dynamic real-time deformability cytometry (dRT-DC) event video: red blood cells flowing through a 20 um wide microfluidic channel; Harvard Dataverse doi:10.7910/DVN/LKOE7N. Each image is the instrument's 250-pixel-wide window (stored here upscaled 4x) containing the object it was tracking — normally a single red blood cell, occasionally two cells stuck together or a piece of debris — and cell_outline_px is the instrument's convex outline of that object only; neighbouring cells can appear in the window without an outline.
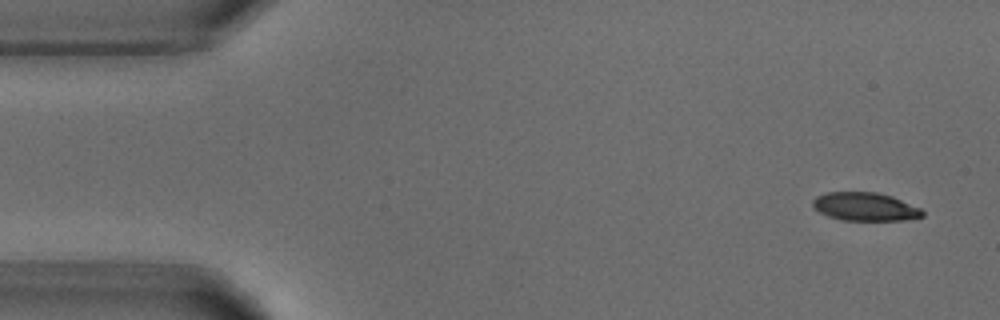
{"species": "common noctule bat (a hibernating species)", "species_latin": "Nyctalus noctula", "temperature_condition": "warm", "stored_images_in_passage": 5, "camera_frame_rate_fps": 3000, "um_per_image_px": 0.085, "animal": {"sex": "male", "body_mass_g": 18.8}, "frame": {"image": 1, "passage_image": 1, "time_ms": 0.0, "image_size_px": [1000, 320], "cell_outline_px": [[924, 216], [904, 220], [840, 220], [828, 216], [812, 208], [812, 200], [816, 196], [828, 192], [876, 192], [892, 196], [920, 208], [924, 212]], "centroid_in_image_um": [73.5, 17.57], "position_along_channel_um": 11.5, "area_um2": 18.15}}
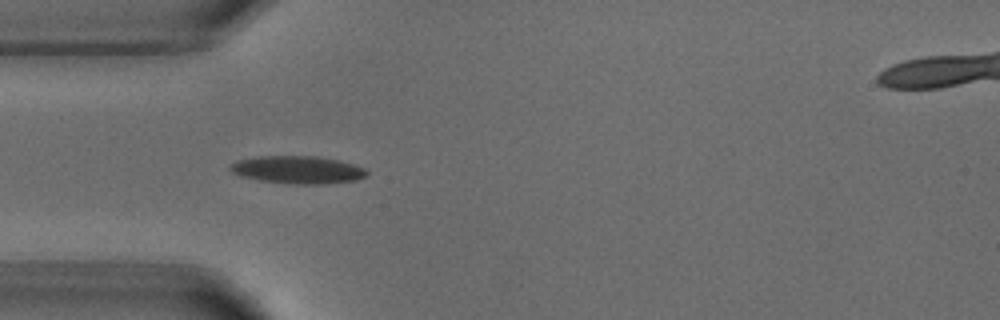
{"frame": {"image": 2, "passage_image": 4, "time_ms": 4.0, "image_size_px": [1000, 320], "cell_outline_px": [[368, 176], [356, 180], [324, 184], [292, 184], [260, 180], [240, 176], [232, 172], [228, 168], [236, 160], [256, 156], [316, 156], [340, 160], [364, 168], [368, 172]], "centroid_in_image_um": [25.3, 14.43], "position_along_channel_um": 59.7, "area_um2": 22.14}}